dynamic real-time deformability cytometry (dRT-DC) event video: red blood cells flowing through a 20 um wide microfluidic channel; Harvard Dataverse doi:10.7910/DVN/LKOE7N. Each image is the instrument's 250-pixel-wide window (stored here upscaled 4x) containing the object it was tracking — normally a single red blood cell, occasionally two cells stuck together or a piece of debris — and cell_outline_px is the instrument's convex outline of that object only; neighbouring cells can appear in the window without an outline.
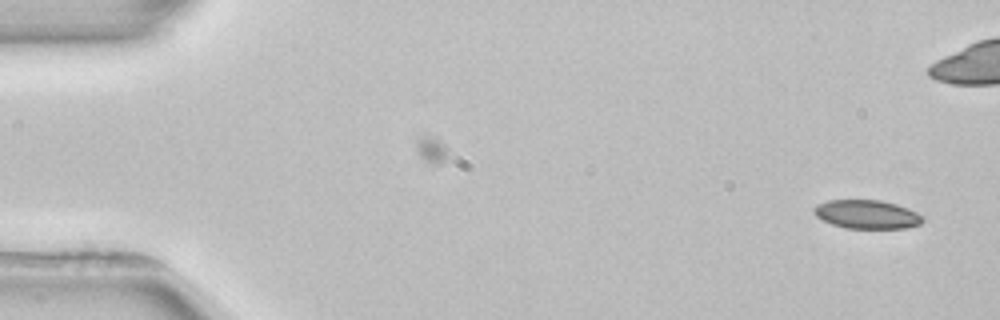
{"species": "common noctule bat (a hibernating species)", "species_latin": "Nyctalus noctula", "temperature_condition": "room temperature", "stored_images_in_passage": 2, "camera_frame_rate_fps": 3000, "um_per_image_px": 0.085, "animal": {"sex": "female", "body_mass_g": 22.7, "forearm_length_mm": 54.2}, "frame": {"image": 1, "passage_image": 2, "time_ms": 2.667, "image_size_px": [1000, 320], "cell_outline_px": [[924, 220], [920, 224], [904, 228], [848, 228], [832, 224], [816, 216], [812, 212], [812, 208], [816, 204], [828, 200], [880, 200], [896, 204], [916, 212], [924, 216]], "centroid_in_image_um": [73.66, 18.21], "position_along_channel_um": 11.3, "area_um2": 18.15}}